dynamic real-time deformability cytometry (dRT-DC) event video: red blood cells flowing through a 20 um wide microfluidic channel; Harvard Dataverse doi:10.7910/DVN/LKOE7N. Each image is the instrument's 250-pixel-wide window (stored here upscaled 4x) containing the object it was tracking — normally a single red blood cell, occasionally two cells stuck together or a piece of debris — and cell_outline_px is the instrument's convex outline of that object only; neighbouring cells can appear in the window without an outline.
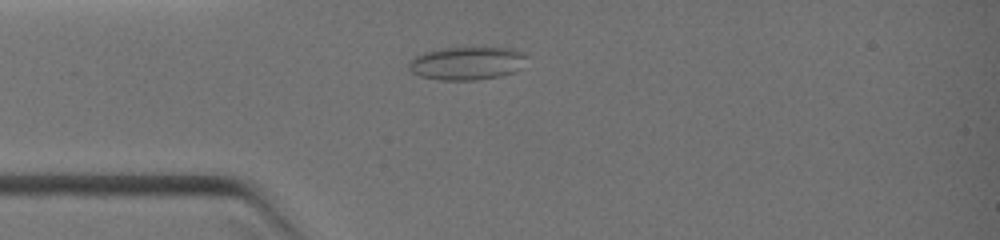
{"species": "common noctule bat (a hibernating species)", "species_latin": "Nyctalus noctula", "temperature_condition": "warm", "stored_images_in_passage": 33, "camera_frame_rate_fps": 3000, "um_per_image_px": 0.085, "animal": {"sex": "female", "body_mass_g": 19.0, "forearm_length_mm": 51.5}, "frame": {"image": 1, "passage_image": 9, "time_ms": 2.667, "image_size_px": [1000, 240], "cell_outline_px": [[528, 56], [520, 68], [512, 72], [500, 76], [476, 80], [440, 80], [420, 76], [412, 72], [408, 68], [408, 64], [416, 56], [424, 52], [440, 48], [484, 44], [512, 48], [524, 52]], "centroid_in_image_um": [39.74, 5.31], "position_along_channel_um": 45.3, "area_um2": 23.76}}
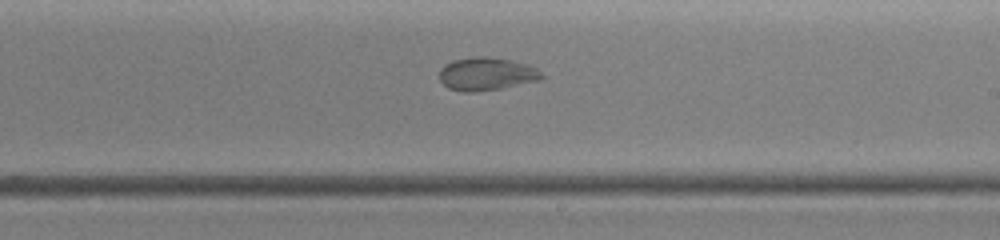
{"frame": {"image": 2, "passage_image": 20, "time_ms": 6.667, "image_size_px": [1000, 240], "cell_outline_px": [[544, 76], [540, 80], [500, 88], [476, 92], [464, 92], [448, 88], [440, 80], [440, 68], [444, 64], [452, 60], [472, 56], [492, 56], [512, 60], [528, 64], [536, 68]], "centroid_in_image_um": [41.33, 6.26], "position_along_channel_um": 247.7, "area_um2": 19.88}}
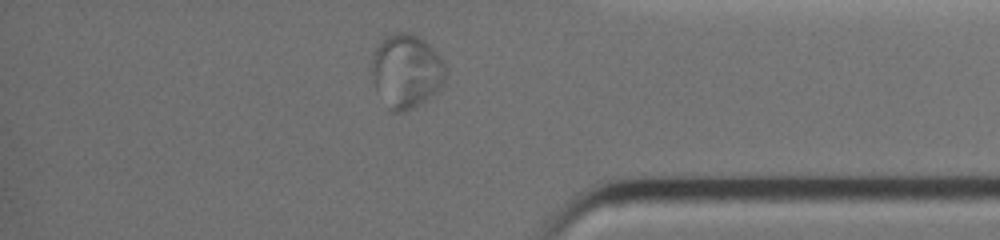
{"frame": {"image": 3, "passage_image": 30, "time_ms": 9.667, "image_size_px": [1000, 240], "cell_outline_px": [[444, 84], [432, 96], [412, 108], [404, 112], [392, 112], [388, 108], [376, 88], [372, 76], [372, 56], [380, 40], [384, 36], [396, 32], [408, 32], [424, 40], [444, 60]], "centroid_in_image_um": [34.53, 6.03], "position_along_channel_um": 400.7, "area_um2": 31.67}}